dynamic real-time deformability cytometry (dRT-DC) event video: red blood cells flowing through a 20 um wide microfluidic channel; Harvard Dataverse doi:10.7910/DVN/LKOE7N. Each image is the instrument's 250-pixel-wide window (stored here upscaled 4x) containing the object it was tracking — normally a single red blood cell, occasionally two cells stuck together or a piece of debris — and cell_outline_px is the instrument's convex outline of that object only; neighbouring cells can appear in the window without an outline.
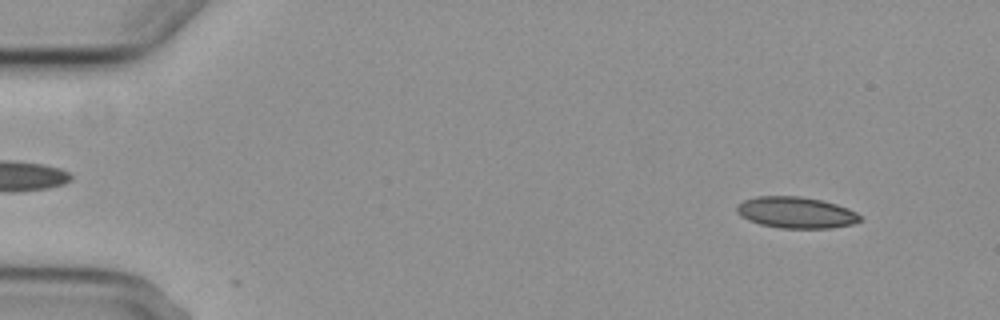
{"species": "common noctule bat (a hibernating species)", "species_latin": "Nyctalus noctula", "temperature_condition": "cold", "stored_images_in_passage": 4, "camera_frame_rate_fps": 3000, "um_per_image_px": 0.085, "animal": {"sex": "female", "body_mass_g": 29.2, "forearm_length_mm": 56.3}, "frame": {"image": 1, "passage_image": 1, "time_ms": 0.0, "image_size_px": [1000, 320], "cell_outline_px": [[860, 220], [852, 224], [832, 228], [780, 228], [760, 224], [748, 220], [740, 216], [736, 212], [736, 208], [744, 200], [756, 196], [800, 196], [824, 200], [848, 208], [856, 212], [860, 216]], "centroid_in_image_um": [67.65, 18.06], "position_along_channel_um": 17.3, "area_um2": 22.54}}
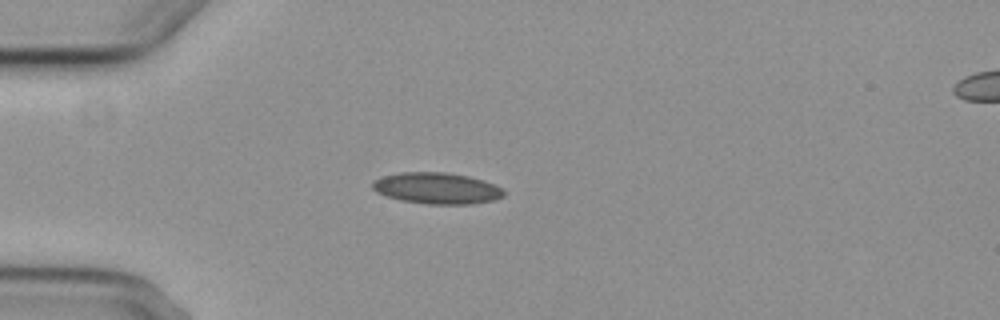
{"frame": {"image": 2, "passage_image": 4, "time_ms": 3.333, "image_size_px": [1000, 320], "cell_outline_px": [[504, 196], [496, 200], [472, 204], [428, 204], [400, 200], [376, 192], [372, 188], [372, 184], [376, 180], [384, 176], [400, 172], [444, 172], [468, 176], [484, 180], [500, 188], [504, 192]], "centroid_in_image_um": [37.15, 16.0], "position_along_channel_um": 47.9, "area_um2": 23.81}}